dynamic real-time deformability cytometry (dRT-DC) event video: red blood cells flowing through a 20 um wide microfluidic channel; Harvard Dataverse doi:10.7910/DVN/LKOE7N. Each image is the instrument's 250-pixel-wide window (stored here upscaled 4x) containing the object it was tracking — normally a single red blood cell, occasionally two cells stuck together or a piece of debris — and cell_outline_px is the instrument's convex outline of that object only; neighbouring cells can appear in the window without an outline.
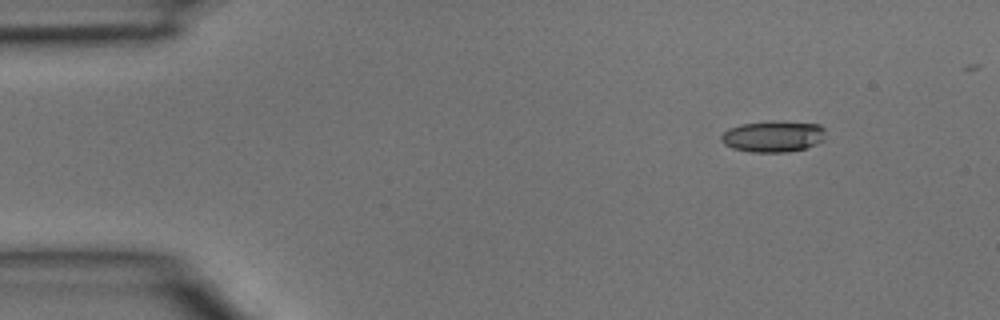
{"species": "common noctule bat (a hibernating species)", "species_latin": "Nyctalus noctula", "temperature_condition": "room temperature", "stored_images_in_passage": 3, "camera_frame_rate_fps": 3000, "um_per_image_px": 0.085, "animal": {"sex": "male", "body_mass_g": 15.6}, "frame": {"image": 1, "passage_image": 1, "time_ms": 0.0, "image_size_px": [1000, 320], "cell_outline_px": [[824, 140], [816, 144], [804, 148], [788, 152], [752, 152], [732, 148], [724, 144], [720, 140], [720, 136], [728, 128], [740, 124], [772, 120], [776, 120], [820, 124], [824, 128]], "centroid_in_image_um": [65.7, 11.58], "position_along_channel_um": 19.3, "area_um2": 19.31}}
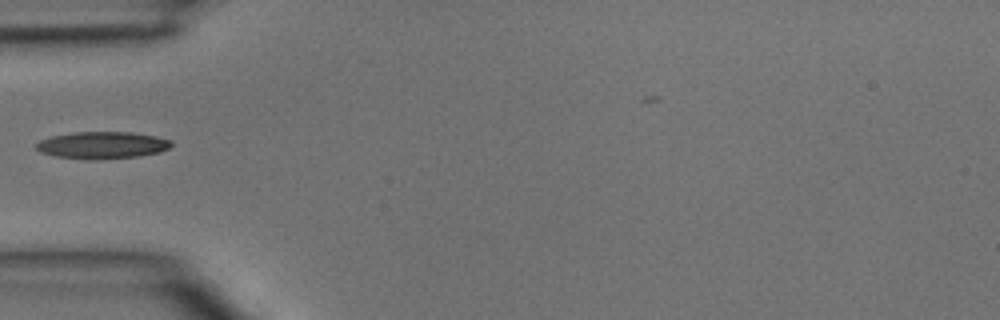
{"frame": {"image": 2, "passage_image": 3, "time_ms": 0.667, "image_size_px": [1000, 320], "cell_outline_px": [[172, 144], [168, 148], [160, 152], [140, 156], [100, 160], [56, 156], [40, 152], [36, 148], [36, 144], [40, 140], [52, 136], [72, 132], [132, 132], [156, 136], [172, 140]], "centroid_in_image_um": [8.72, 12.33], "position_along_channel_um": 76.3, "area_um2": 21.33}}